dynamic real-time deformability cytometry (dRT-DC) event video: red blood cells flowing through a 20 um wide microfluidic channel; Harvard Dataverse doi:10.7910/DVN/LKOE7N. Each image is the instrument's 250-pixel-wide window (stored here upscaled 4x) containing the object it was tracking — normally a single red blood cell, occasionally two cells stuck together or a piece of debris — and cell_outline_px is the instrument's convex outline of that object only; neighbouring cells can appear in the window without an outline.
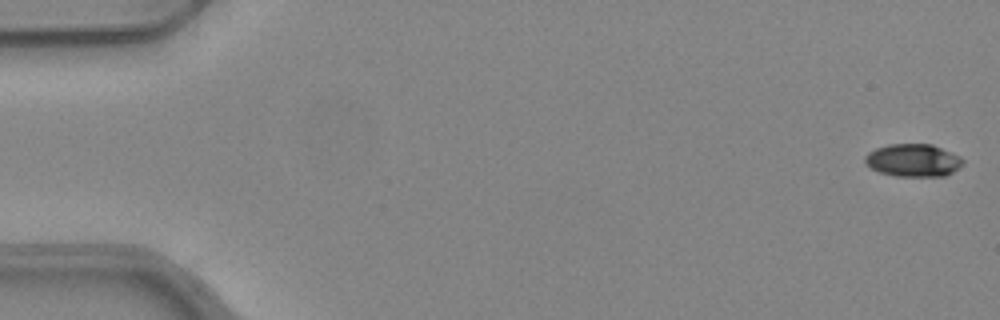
{"species": "common noctule bat (a hibernating species)", "species_latin": "Nyctalus noctula", "temperature_condition": "warm", "stored_images_in_passage": 11, "camera_frame_rate_fps": 3000, "um_per_image_px": 0.085, "animal": {"sex": "female", "body_mass_g": 24.6, "forearm_length_mm": 56.2}, "frame": {"image": 1, "passage_image": 1, "time_ms": 0.0, "image_size_px": [1000, 320], "cell_outline_px": [[964, 164], [952, 172], [944, 176], [896, 176], [880, 172], [872, 168], [864, 160], [864, 156], [868, 152], [876, 148], [888, 144], [932, 144], [960, 156], [964, 160]], "centroid_in_image_um": [77.63, 13.62], "position_along_channel_um": 7.4, "area_um2": 18.61}}